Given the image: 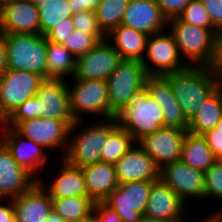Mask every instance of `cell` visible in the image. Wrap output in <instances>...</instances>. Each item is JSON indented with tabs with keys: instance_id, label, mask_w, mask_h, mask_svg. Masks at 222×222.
Segmentation results:
<instances>
[{
	"instance_id": "obj_3",
	"label": "cell",
	"mask_w": 222,
	"mask_h": 222,
	"mask_svg": "<svg viewBox=\"0 0 222 222\" xmlns=\"http://www.w3.org/2000/svg\"><path fill=\"white\" fill-rule=\"evenodd\" d=\"M167 29L173 34L179 54L188 66L211 67L216 55L217 30L194 26L178 17L168 20Z\"/></svg>"
},
{
	"instance_id": "obj_24",
	"label": "cell",
	"mask_w": 222,
	"mask_h": 222,
	"mask_svg": "<svg viewBox=\"0 0 222 222\" xmlns=\"http://www.w3.org/2000/svg\"><path fill=\"white\" fill-rule=\"evenodd\" d=\"M12 203L17 222H47L53 208L51 197L38 181Z\"/></svg>"
},
{
	"instance_id": "obj_30",
	"label": "cell",
	"mask_w": 222,
	"mask_h": 222,
	"mask_svg": "<svg viewBox=\"0 0 222 222\" xmlns=\"http://www.w3.org/2000/svg\"><path fill=\"white\" fill-rule=\"evenodd\" d=\"M52 206L65 222L83 220L93 214L95 202L89 197L51 198Z\"/></svg>"
},
{
	"instance_id": "obj_15",
	"label": "cell",
	"mask_w": 222,
	"mask_h": 222,
	"mask_svg": "<svg viewBox=\"0 0 222 222\" xmlns=\"http://www.w3.org/2000/svg\"><path fill=\"white\" fill-rule=\"evenodd\" d=\"M187 131L175 127H162L146 135L137 144L161 169L164 165L181 160L182 145Z\"/></svg>"
},
{
	"instance_id": "obj_14",
	"label": "cell",
	"mask_w": 222,
	"mask_h": 222,
	"mask_svg": "<svg viewBox=\"0 0 222 222\" xmlns=\"http://www.w3.org/2000/svg\"><path fill=\"white\" fill-rule=\"evenodd\" d=\"M159 179L188 205L189 199L204 200V173L196 170L182 160L164 165L159 171Z\"/></svg>"
},
{
	"instance_id": "obj_13",
	"label": "cell",
	"mask_w": 222,
	"mask_h": 222,
	"mask_svg": "<svg viewBox=\"0 0 222 222\" xmlns=\"http://www.w3.org/2000/svg\"><path fill=\"white\" fill-rule=\"evenodd\" d=\"M0 141L10 151L13 159L37 180L42 177V170H45L49 163V153L42 146L33 140L27 139L17 133L12 127L5 126L0 131ZM40 176V177H39Z\"/></svg>"
},
{
	"instance_id": "obj_6",
	"label": "cell",
	"mask_w": 222,
	"mask_h": 222,
	"mask_svg": "<svg viewBox=\"0 0 222 222\" xmlns=\"http://www.w3.org/2000/svg\"><path fill=\"white\" fill-rule=\"evenodd\" d=\"M70 81L74 84L67 81L69 108L75 121L83 120V115L93 116L94 119L98 117L100 120L110 119L107 80L70 79Z\"/></svg>"
},
{
	"instance_id": "obj_53",
	"label": "cell",
	"mask_w": 222,
	"mask_h": 222,
	"mask_svg": "<svg viewBox=\"0 0 222 222\" xmlns=\"http://www.w3.org/2000/svg\"><path fill=\"white\" fill-rule=\"evenodd\" d=\"M6 126V118L0 111V131Z\"/></svg>"
},
{
	"instance_id": "obj_40",
	"label": "cell",
	"mask_w": 222,
	"mask_h": 222,
	"mask_svg": "<svg viewBox=\"0 0 222 222\" xmlns=\"http://www.w3.org/2000/svg\"><path fill=\"white\" fill-rule=\"evenodd\" d=\"M31 118H37L36 98L32 97L23 102L6 119V121H22Z\"/></svg>"
},
{
	"instance_id": "obj_50",
	"label": "cell",
	"mask_w": 222,
	"mask_h": 222,
	"mask_svg": "<svg viewBox=\"0 0 222 222\" xmlns=\"http://www.w3.org/2000/svg\"><path fill=\"white\" fill-rule=\"evenodd\" d=\"M139 222H165V221H161L155 218H150L145 215H142L141 218L139 219Z\"/></svg>"
},
{
	"instance_id": "obj_8",
	"label": "cell",
	"mask_w": 222,
	"mask_h": 222,
	"mask_svg": "<svg viewBox=\"0 0 222 222\" xmlns=\"http://www.w3.org/2000/svg\"><path fill=\"white\" fill-rule=\"evenodd\" d=\"M147 73L140 61L122 60L107 78L110 119L115 118L145 85Z\"/></svg>"
},
{
	"instance_id": "obj_36",
	"label": "cell",
	"mask_w": 222,
	"mask_h": 222,
	"mask_svg": "<svg viewBox=\"0 0 222 222\" xmlns=\"http://www.w3.org/2000/svg\"><path fill=\"white\" fill-rule=\"evenodd\" d=\"M204 199L222 203V165L216 162L204 173Z\"/></svg>"
},
{
	"instance_id": "obj_46",
	"label": "cell",
	"mask_w": 222,
	"mask_h": 222,
	"mask_svg": "<svg viewBox=\"0 0 222 222\" xmlns=\"http://www.w3.org/2000/svg\"><path fill=\"white\" fill-rule=\"evenodd\" d=\"M1 202H3V204H1ZM0 222H17L12 199L1 200L0 198Z\"/></svg>"
},
{
	"instance_id": "obj_20",
	"label": "cell",
	"mask_w": 222,
	"mask_h": 222,
	"mask_svg": "<svg viewBox=\"0 0 222 222\" xmlns=\"http://www.w3.org/2000/svg\"><path fill=\"white\" fill-rule=\"evenodd\" d=\"M114 167L118 183L159 180L160 169L137 143L130 147Z\"/></svg>"
},
{
	"instance_id": "obj_44",
	"label": "cell",
	"mask_w": 222,
	"mask_h": 222,
	"mask_svg": "<svg viewBox=\"0 0 222 222\" xmlns=\"http://www.w3.org/2000/svg\"><path fill=\"white\" fill-rule=\"evenodd\" d=\"M211 68L222 84V31L217 33L216 55Z\"/></svg>"
},
{
	"instance_id": "obj_51",
	"label": "cell",
	"mask_w": 222,
	"mask_h": 222,
	"mask_svg": "<svg viewBox=\"0 0 222 222\" xmlns=\"http://www.w3.org/2000/svg\"><path fill=\"white\" fill-rule=\"evenodd\" d=\"M214 133H222V115H221L219 122L217 123V125L214 128Z\"/></svg>"
},
{
	"instance_id": "obj_54",
	"label": "cell",
	"mask_w": 222,
	"mask_h": 222,
	"mask_svg": "<svg viewBox=\"0 0 222 222\" xmlns=\"http://www.w3.org/2000/svg\"><path fill=\"white\" fill-rule=\"evenodd\" d=\"M28 1L35 6H39L42 2H44L46 0H28Z\"/></svg>"
},
{
	"instance_id": "obj_23",
	"label": "cell",
	"mask_w": 222,
	"mask_h": 222,
	"mask_svg": "<svg viewBox=\"0 0 222 222\" xmlns=\"http://www.w3.org/2000/svg\"><path fill=\"white\" fill-rule=\"evenodd\" d=\"M58 161L60 163L58 173H56L57 176L55 174L52 182L47 184L43 176L38 180L49 196L51 198L88 197L82 168L69 164L64 158H59Z\"/></svg>"
},
{
	"instance_id": "obj_28",
	"label": "cell",
	"mask_w": 222,
	"mask_h": 222,
	"mask_svg": "<svg viewBox=\"0 0 222 222\" xmlns=\"http://www.w3.org/2000/svg\"><path fill=\"white\" fill-rule=\"evenodd\" d=\"M181 160L203 173L216 162L206 139L202 135L187 132L182 145Z\"/></svg>"
},
{
	"instance_id": "obj_18",
	"label": "cell",
	"mask_w": 222,
	"mask_h": 222,
	"mask_svg": "<svg viewBox=\"0 0 222 222\" xmlns=\"http://www.w3.org/2000/svg\"><path fill=\"white\" fill-rule=\"evenodd\" d=\"M0 34H40L38 6L28 0H10L0 8Z\"/></svg>"
},
{
	"instance_id": "obj_29",
	"label": "cell",
	"mask_w": 222,
	"mask_h": 222,
	"mask_svg": "<svg viewBox=\"0 0 222 222\" xmlns=\"http://www.w3.org/2000/svg\"><path fill=\"white\" fill-rule=\"evenodd\" d=\"M47 79L68 80L74 75L76 59L63 45L47 40Z\"/></svg>"
},
{
	"instance_id": "obj_27",
	"label": "cell",
	"mask_w": 222,
	"mask_h": 222,
	"mask_svg": "<svg viewBox=\"0 0 222 222\" xmlns=\"http://www.w3.org/2000/svg\"><path fill=\"white\" fill-rule=\"evenodd\" d=\"M222 115V84L200 105L199 110L189 121L188 132L202 135L215 128Z\"/></svg>"
},
{
	"instance_id": "obj_45",
	"label": "cell",
	"mask_w": 222,
	"mask_h": 222,
	"mask_svg": "<svg viewBox=\"0 0 222 222\" xmlns=\"http://www.w3.org/2000/svg\"><path fill=\"white\" fill-rule=\"evenodd\" d=\"M202 136L206 139L211 151L216 157L222 151V133H214V128L206 131Z\"/></svg>"
},
{
	"instance_id": "obj_48",
	"label": "cell",
	"mask_w": 222,
	"mask_h": 222,
	"mask_svg": "<svg viewBox=\"0 0 222 222\" xmlns=\"http://www.w3.org/2000/svg\"><path fill=\"white\" fill-rule=\"evenodd\" d=\"M7 70V52L3 35L0 34V76Z\"/></svg>"
},
{
	"instance_id": "obj_7",
	"label": "cell",
	"mask_w": 222,
	"mask_h": 222,
	"mask_svg": "<svg viewBox=\"0 0 222 222\" xmlns=\"http://www.w3.org/2000/svg\"><path fill=\"white\" fill-rule=\"evenodd\" d=\"M75 120H58L50 117L31 118L22 121H6V126L12 127L21 136L33 140L47 151L66 154L69 142V132ZM62 150V151H61Z\"/></svg>"
},
{
	"instance_id": "obj_1",
	"label": "cell",
	"mask_w": 222,
	"mask_h": 222,
	"mask_svg": "<svg viewBox=\"0 0 222 222\" xmlns=\"http://www.w3.org/2000/svg\"><path fill=\"white\" fill-rule=\"evenodd\" d=\"M96 120L88 121L86 126L85 120H77L71 126L68 148L63 157L69 164L82 168L100 162L102 147L119 125L116 118Z\"/></svg>"
},
{
	"instance_id": "obj_41",
	"label": "cell",
	"mask_w": 222,
	"mask_h": 222,
	"mask_svg": "<svg viewBox=\"0 0 222 222\" xmlns=\"http://www.w3.org/2000/svg\"><path fill=\"white\" fill-rule=\"evenodd\" d=\"M214 28L222 31V0H201Z\"/></svg>"
},
{
	"instance_id": "obj_42",
	"label": "cell",
	"mask_w": 222,
	"mask_h": 222,
	"mask_svg": "<svg viewBox=\"0 0 222 222\" xmlns=\"http://www.w3.org/2000/svg\"><path fill=\"white\" fill-rule=\"evenodd\" d=\"M93 215L96 217L97 222H122L119 214L103 202H95Z\"/></svg>"
},
{
	"instance_id": "obj_34",
	"label": "cell",
	"mask_w": 222,
	"mask_h": 222,
	"mask_svg": "<svg viewBox=\"0 0 222 222\" xmlns=\"http://www.w3.org/2000/svg\"><path fill=\"white\" fill-rule=\"evenodd\" d=\"M178 18L185 23L216 30L201 0H191Z\"/></svg>"
},
{
	"instance_id": "obj_22",
	"label": "cell",
	"mask_w": 222,
	"mask_h": 222,
	"mask_svg": "<svg viewBox=\"0 0 222 222\" xmlns=\"http://www.w3.org/2000/svg\"><path fill=\"white\" fill-rule=\"evenodd\" d=\"M121 24L149 36L166 30L168 21L155 0H129Z\"/></svg>"
},
{
	"instance_id": "obj_52",
	"label": "cell",
	"mask_w": 222,
	"mask_h": 222,
	"mask_svg": "<svg viewBox=\"0 0 222 222\" xmlns=\"http://www.w3.org/2000/svg\"><path fill=\"white\" fill-rule=\"evenodd\" d=\"M72 222H97L96 217L92 214L90 217L83 220H76Z\"/></svg>"
},
{
	"instance_id": "obj_38",
	"label": "cell",
	"mask_w": 222,
	"mask_h": 222,
	"mask_svg": "<svg viewBox=\"0 0 222 222\" xmlns=\"http://www.w3.org/2000/svg\"><path fill=\"white\" fill-rule=\"evenodd\" d=\"M59 24H56L49 32L45 34L48 41L63 45L68 36L75 30L72 18H66Z\"/></svg>"
},
{
	"instance_id": "obj_9",
	"label": "cell",
	"mask_w": 222,
	"mask_h": 222,
	"mask_svg": "<svg viewBox=\"0 0 222 222\" xmlns=\"http://www.w3.org/2000/svg\"><path fill=\"white\" fill-rule=\"evenodd\" d=\"M168 29L149 35L141 63L147 75L165 76L183 70L188 64L179 54L175 38Z\"/></svg>"
},
{
	"instance_id": "obj_56",
	"label": "cell",
	"mask_w": 222,
	"mask_h": 222,
	"mask_svg": "<svg viewBox=\"0 0 222 222\" xmlns=\"http://www.w3.org/2000/svg\"><path fill=\"white\" fill-rule=\"evenodd\" d=\"M10 0H0V8Z\"/></svg>"
},
{
	"instance_id": "obj_2",
	"label": "cell",
	"mask_w": 222,
	"mask_h": 222,
	"mask_svg": "<svg viewBox=\"0 0 222 222\" xmlns=\"http://www.w3.org/2000/svg\"><path fill=\"white\" fill-rule=\"evenodd\" d=\"M165 76L170 80L175 98L188 121L221 85L212 68L205 66H187Z\"/></svg>"
},
{
	"instance_id": "obj_31",
	"label": "cell",
	"mask_w": 222,
	"mask_h": 222,
	"mask_svg": "<svg viewBox=\"0 0 222 222\" xmlns=\"http://www.w3.org/2000/svg\"><path fill=\"white\" fill-rule=\"evenodd\" d=\"M40 34L45 35L63 19L72 17L68 0H46L38 6Z\"/></svg>"
},
{
	"instance_id": "obj_10",
	"label": "cell",
	"mask_w": 222,
	"mask_h": 222,
	"mask_svg": "<svg viewBox=\"0 0 222 222\" xmlns=\"http://www.w3.org/2000/svg\"><path fill=\"white\" fill-rule=\"evenodd\" d=\"M39 74L7 69L0 76V111L7 119L19 105L36 95L41 82Z\"/></svg>"
},
{
	"instance_id": "obj_32",
	"label": "cell",
	"mask_w": 222,
	"mask_h": 222,
	"mask_svg": "<svg viewBox=\"0 0 222 222\" xmlns=\"http://www.w3.org/2000/svg\"><path fill=\"white\" fill-rule=\"evenodd\" d=\"M128 3L129 0H101L95 14L106 35L121 24Z\"/></svg>"
},
{
	"instance_id": "obj_37",
	"label": "cell",
	"mask_w": 222,
	"mask_h": 222,
	"mask_svg": "<svg viewBox=\"0 0 222 222\" xmlns=\"http://www.w3.org/2000/svg\"><path fill=\"white\" fill-rule=\"evenodd\" d=\"M74 28L85 34L96 35L101 41L106 40V34L100 28L96 14L93 11H82L72 15Z\"/></svg>"
},
{
	"instance_id": "obj_4",
	"label": "cell",
	"mask_w": 222,
	"mask_h": 222,
	"mask_svg": "<svg viewBox=\"0 0 222 222\" xmlns=\"http://www.w3.org/2000/svg\"><path fill=\"white\" fill-rule=\"evenodd\" d=\"M160 106L149 95L148 88L144 85L115 118L119 127L126 130L137 143L144 136L153 134L164 127V117Z\"/></svg>"
},
{
	"instance_id": "obj_47",
	"label": "cell",
	"mask_w": 222,
	"mask_h": 222,
	"mask_svg": "<svg viewBox=\"0 0 222 222\" xmlns=\"http://www.w3.org/2000/svg\"><path fill=\"white\" fill-rule=\"evenodd\" d=\"M218 209L216 211H214L213 213L212 212L209 213L210 212V210H209L208 213L206 212V215L203 212L205 217L204 216L199 217V218H201V220L200 221L198 220L197 222H222V209L221 208H218ZM186 220L189 221V218L188 219L186 218L181 222H187Z\"/></svg>"
},
{
	"instance_id": "obj_12",
	"label": "cell",
	"mask_w": 222,
	"mask_h": 222,
	"mask_svg": "<svg viewBox=\"0 0 222 222\" xmlns=\"http://www.w3.org/2000/svg\"><path fill=\"white\" fill-rule=\"evenodd\" d=\"M121 61L122 58L114 47L107 40H102L85 55L76 58L72 79L107 80Z\"/></svg>"
},
{
	"instance_id": "obj_16",
	"label": "cell",
	"mask_w": 222,
	"mask_h": 222,
	"mask_svg": "<svg viewBox=\"0 0 222 222\" xmlns=\"http://www.w3.org/2000/svg\"><path fill=\"white\" fill-rule=\"evenodd\" d=\"M34 97L36 98L37 118L74 120L69 108L67 80L44 79Z\"/></svg>"
},
{
	"instance_id": "obj_39",
	"label": "cell",
	"mask_w": 222,
	"mask_h": 222,
	"mask_svg": "<svg viewBox=\"0 0 222 222\" xmlns=\"http://www.w3.org/2000/svg\"><path fill=\"white\" fill-rule=\"evenodd\" d=\"M162 15L168 20L178 17L191 0H155Z\"/></svg>"
},
{
	"instance_id": "obj_55",
	"label": "cell",
	"mask_w": 222,
	"mask_h": 222,
	"mask_svg": "<svg viewBox=\"0 0 222 222\" xmlns=\"http://www.w3.org/2000/svg\"><path fill=\"white\" fill-rule=\"evenodd\" d=\"M215 158L216 163L222 165V151Z\"/></svg>"
},
{
	"instance_id": "obj_26",
	"label": "cell",
	"mask_w": 222,
	"mask_h": 222,
	"mask_svg": "<svg viewBox=\"0 0 222 222\" xmlns=\"http://www.w3.org/2000/svg\"><path fill=\"white\" fill-rule=\"evenodd\" d=\"M148 35L120 24L106 35V40L120 54L122 60L142 61Z\"/></svg>"
},
{
	"instance_id": "obj_19",
	"label": "cell",
	"mask_w": 222,
	"mask_h": 222,
	"mask_svg": "<svg viewBox=\"0 0 222 222\" xmlns=\"http://www.w3.org/2000/svg\"><path fill=\"white\" fill-rule=\"evenodd\" d=\"M145 85L149 95L161 105L164 127H175L188 132L189 121L175 98L170 80L166 76L148 75Z\"/></svg>"
},
{
	"instance_id": "obj_21",
	"label": "cell",
	"mask_w": 222,
	"mask_h": 222,
	"mask_svg": "<svg viewBox=\"0 0 222 222\" xmlns=\"http://www.w3.org/2000/svg\"><path fill=\"white\" fill-rule=\"evenodd\" d=\"M38 180L12 157L0 141V198L14 199L28 191Z\"/></svg>"
},
{
	"instance_id": "obj_33",
	"label": "cell",
	"mask_w": 222,
	"mask_h": 222,
	"mask_svg": "<svg viewBox=\"0 0 222 222\" xmlns=\"http://www.w3.org/2000/svg\"><path fill=\"white\" fill-rule=\"evenodd\" d=\"M134 143L132 136L119 127L102 147L100 162L115 164Z\"/></svg>"
},
{
	"instance_id": "obj_35",
	"label": "cell",
	"mask_w": 222,
	"mask_h": 222,
	"mask_svg": "<svg viewBox=\"0 0 222 222\" xmlns=\"http://www.w3.org/2000/svg\"><path fill=\"white\" fill-rule=\"evenodd\" d=\"M101 40L96 35L85 34L74 30L63 43V46L76 58L85 55Z\"/></svg>"
},
{
	"instance_id": "obj_25",
	"label": "cell",
	"mask_w": 222,
	"mask_h": 222,
	"mask_svg": "<svg viewBox=\"0 0 222 222\" xmlns=\"http://www.w3.org/2000/svg\"><path fill=\"white\" fill-rule=\"evenodd\" d=\"M88 197L103 202L117 188L118 180L114 164L97 162L82 167Z\"/></svg>"
},
{
	"instance_id": "obj_5",
	"label": "cell",
	"mask_w": 222,
	"mask_h": 222,
	"mask_svg": "<svg viewBox=\"0 0 222 222\" xmlns=\"http://www.w3.org/2000/svg\"><path fill=\"white\" fill-rule=\"evenodd\" d=\"M7 69L30 71L47 79V39L41 34H2Z\"/></svg>"
},
{
	"instance_id": "obj_11",
	"label": "cell",
	"mask_w": 222,
	"mask_h": 222,
	"mask_svg": "<svg viewBox=\"0 0 222 222\" xmlns=\"http://www.w3.org/2000/svg\"><path fill=\"white\" fill-rule=\"evenodd\" d=\"M156 181H133L119 183L103 201L116 211L122 222H139L144 215L152 185Z\"/></svg>"
},
{
	"instance_id": "obj_49",
	"label": "cell",
	"mask_w": 222,
	"mask_h": 222,
	"mask_svg": "<svg viewBox=\"0 0 222 222\" xmlns=\"http://www.w3.org/2000/svg\"><path fill=\"white\" fill-rule=\"evenodd\" d=\"M47 222H65V220L60 216V214L53 208L47 218Z\"/></svg>"
},
{
	"instance_id": "obj_43",
	"label": "cell",
	"mask_w": 222,
	"mask_h": 222,
	"mask_svg": "<svg viewBox=\"0 0 222 222\" xmlns=\"http://www.w3.org/2000/svg\"><path fill=\"white\" fill-rule=\"evenodd\" d=\"M100 2L101 0H68L72 15L82 11L95 12Z\"/></svg>"
},
{
	"instance_id": "obj_17",
	"label": "cell",
	"mask_w": 222,
	"mask_h": 222,
	"mask_svg": "<svg viewBox=\"0 0 222 222\" xmlns=\"http://www.w3.org/2000/svg\"><path fill=\"white\" fill-rule=\"evenodd\" d=\"M186 208L189 206L159 179L152 185L144 215L165 222H181L188 215Z\"/></svg>"
}]
</instances>
